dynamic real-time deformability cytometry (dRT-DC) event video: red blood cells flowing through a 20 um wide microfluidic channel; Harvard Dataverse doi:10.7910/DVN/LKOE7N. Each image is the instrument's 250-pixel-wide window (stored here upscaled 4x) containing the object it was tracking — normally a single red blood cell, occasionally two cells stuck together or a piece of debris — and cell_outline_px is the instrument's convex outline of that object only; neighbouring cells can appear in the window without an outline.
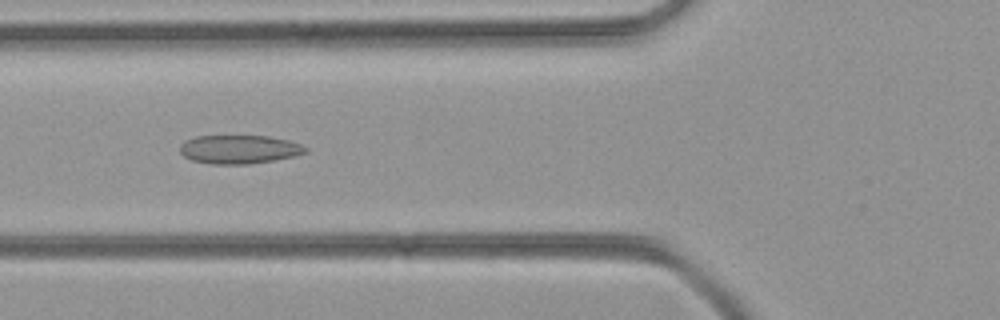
{"species": "common noctule bat (a hibernating species)", "species_latin": "Nyctalus noctula", "temperature_condition": "room temperature", "stored_images_in_passage": 44, "camera_frame_rate_fps": 3000, "um_per_image_px": 0.085, "animal": {"sex": "female", "body_mass_g": 21.9}, "frame": {"image": 1, "passage_image": 13, "time_ms": 4.0, "image_size_px": [1000, 320], "cell_outline_px": [[308, 152], [296, 156], [248, 164], [212, 164], [192, 160], [184, 156], [180, 152], [180, 144], [184, 140], [196, 136], [268, 136], [288, 140], [300, 144], [308, 148]], "centroid_in_image_um": [20.33, 12.69], "position_along_channel_um": 105.5, "area_um2": 20.98}}
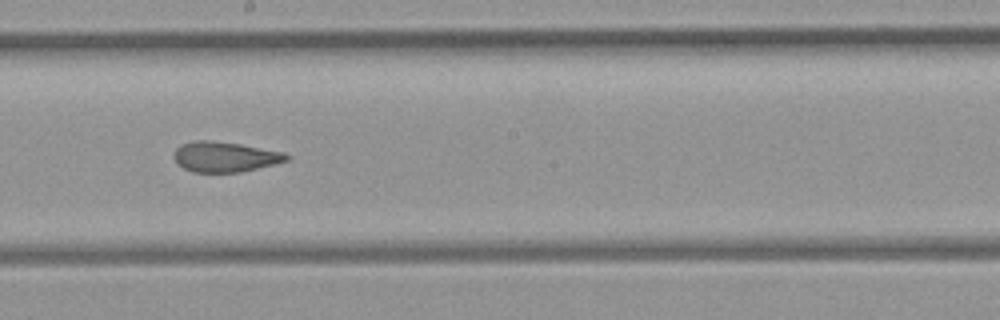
{"frame": {"image": 2, "passage_image": 22, "time_ms": 7.0, "image_size_px": [1000, 320], "cell_outline_px": [[292, 156], [288, 160], [240, 172], [192, 172], [176, 164], [172, 156], [176, 148], [180, 144], [192, 140], [212, 140], [240, 144], [284, 152]], "centroid_in_image_um": [19.06, 13.31], "position_along_channel_um": 229.1, "area_um2": 20.0}}
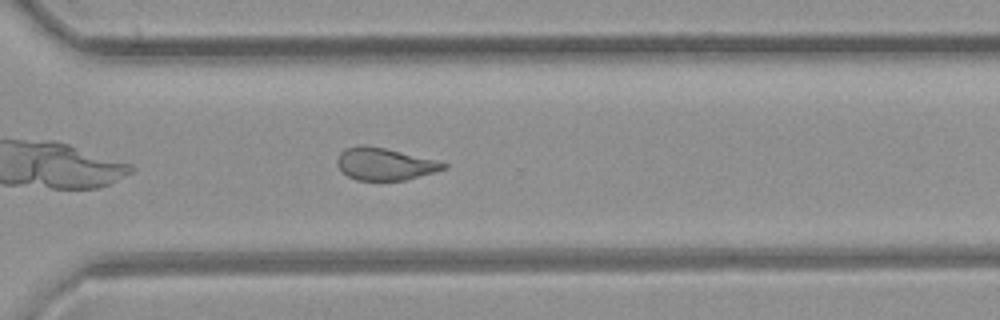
{"frame": {"image": 3, "passage_image": 30, "time_ms": 9.667, "image_size_px": [1000, 320], "cell_outline_px": [[448, 168], [404, 180], [356, 180], [348, 176], [336, 164], [336, 160], [340, 152], [344, 148], [356, 144], [364, 144], [384, 148], [436, 160], [448, 164]], "centroid_in_image_um": [32.66, 13.92], "position_along_channel_um": 337.9, "area_um2": 19.94}}